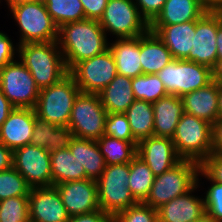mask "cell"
Segmentation results:
<instances>
[{
    "mask_svg": "<svg viewBox=\"0 0 222 222\" xmlns=\"http://www.w3.org/2000/svg\"><path fill=\"white\" fill-rule=\"evenodd\" d=\"M57 43L69 72L77 63L103 53L109 42L97 20L85 19L60 26Z\"/></svg>",
    "mask_w": 222,
    "mask_h": 222,
    "instance_id": "obj_1",
    "label": "cell"
},
{
    "mask_svg": "<svg viewBox=\"0 0 222 222\" xmlns=\"http://www.w3.org/2000/svg\"><path fill=\"white\" fill-rule=\"evenodd\" d=\"M15 46H18L20 61L32 74L39 90L53 85L68 73L57 41Z\"/></svg>",
    "mask_w": 222,
    "mask_h": 222,
    "instance_id": "obj_2",
    "label": "cell"
},
{
    "mask_svg": "<svg viewBox=\"0 0 222 222\" xmlns=\"http://www.w3.org/2000/svg\"><path fill=\"white\" fill-rule=\"evenodd\" d=\"M80 89L68 72L58 82L41 89L34 107L36 117L57 126H68L74 100Z\"/></svg>",
    "mask_w": 222,
    "mask_h": 222,
    "instance_id": "obj_3",
    "label": "cell"
},
{
    "mask_svg": "<svg viewBox=\"0 0 222 222\" xmlns=\"http://www.w3.org/2000/svg\"><path fill=\"white\" fill-rule=\"evenodd\" d=\"M199 163L181 160L173 168L154 178L147 199L143 202L154 209L184 195L198 183Z\"/></svg>",
    "mask_w": 222,
    "mask_h": 222,
    "instance_id": "obj_4",
    "label": "cell"
},
{
    "mask_svg": "<svg viewBox=\"0 0 222 222\" xmlns=\"http://www.w3.org/2000/svg\"><path fill=\"white\" fill-rule=\"evenodd\" d=\"M172 141L182 160L200 163L212 153V125L184 112Z\"/></svg>",
    "mask_w": 222,
    "mask_h": 222,
    "instance_id": "obj_5",
    "label": "cell"
},
{
    "mask_svg": "<svg viewBox=\"0 0 222 222\" xmlns=\"http://www.w3.org/2000/svg\"><path fill=\"white\" fill-rule=\"evenodd\" d=\"M130 163L106 165L96 180L99 208L115 216L122 210L137 204L129 190Z\"/></svg>",
    "mask_w": 222,
    "mask_h": 222,
    "instance_id": "obj_6",
    "label": "cell"
},
{
    "mask_svg": "<svg viewBox=\"0 0 222 222\" xmlns=\"http://www.w3.org/2000/svg\"><path fill=\"white\" fill-rule=\"evenodd\" d=\"M9 9L20 28L18 45L57 41L59 28L46 10L44 2L31 1Z\"/></svg>",
    "mask_w": 222,
    "mask_h": 222,
    "instance_id": "obj_7",
    "label": "cell"
},
{
    "mask_svg": "<svg viewBox=\"0 0 222 222\" xmlns=\"http://www.w3.org/2000/svg\"><path fill=\"white\" fill-rule=\"evenodd\" d=\"M107 115L98 93L79 92L73 103L68 127L74 137L98 140L105 133Z\"/></svg>",
    "mask_w": 222,
    "mask_h": 222,
    "instance_id": "obj_8",
    "label": "cell"
},
{
    "mask_svg": "<svg viewBox=\"0 0 222 222\" xmlns=\"http://www.w3.org/2000/svg\"><path fill=\"white\" fill-rule=\"evenodd\" d=\"M167 94L182 97L207 86L212 80V69L185 59H173L157 73Z\"/></svg>",
    "mask_w": 222,
    "mask_h": 222,
    "instance_id": "obj_9",
    "label": "cell"
},
{
    "mask_svg": "<svg viewBox=\"0 0 222 222\" xmlns=\"http://www.w3.org/2000/svg\"><path fill=\"white\" fill-rule=\"evenodd\" d=\"M100 26L117 39L134 38L149 30L148 22L140 15L134 0H108L98 21Z\"/></svg>",
    "mask_w": 222,
    "mask_h": 222,
    "instance_id": "obj_10",
    "label": "cell"
},
{
    "mask_svg": "<svg viewBox=\"0 0 222 222\" xmlns=\"http://www.w3.org/2000/svg\"><path fill=\"white\" fill-rule=\"evenodd\" d=\"M0 89L15 108L34 109L40 92L32 74L16 60L0 68Z\"/></svg>",
    "mask_w": 222,
    "mask_h": 222,
    "instance_id": "obj_11",
    "label": "cell"
},
{
    "mask_svg": "<svg viewBox=\"0 0 222 222\" xmlns=\"http://www.w3.org/2000/svg\"><path fill=\"white\" fill-rule=\"evenodd\" d=\"M69 73L80 92L99 93L117 75L114 57L109 50L77 63Z\"/></svg>",
    "mask_w": 222,
    "mask_h": 222,
    "instance_id": "obj_12",
    "label": "cell"
},
{
    "mask_svg": "<svg viewBox=\"0 0 222 222\" xmlns=\"http://www.w3.org/2000/svg\"><path fill=\"white\" fill-rule=\"evenodd\" d=\"M50 162V153L32 144L13 151V167L31 188L53 186Z\"/></svg>",
    "mask_w": 222,
    "mask_h": 222,
    "instance_id": "obj_13",
    "label": "cell"
},
{
    "mask_svg": "<svg viewBox=\"0 0 222 222\" xmlns=\"http://www.w3.org/2000/svg\"><path fill=\"white\" fill-rule=\"evenodd\" d=\"M55 187L70 217L100 210L96 180L69 181Z\"/></svg>",
    "mask_w": 222,
    "mask_h": 222,
    "instance_id": "obj_14",
    "label": "cell"
},
{
    "mask_svg": "<svg viewBox=\"0 0 222 222\" xmlns=\"http://www.w3.org/2000/svg\"><path fill=\"white\" fill-rule=\"evenodd\" d=\"M217 12H206L196 21L195 35L192 39V48L185 59L203 64L211 69L215 66L217 57Z\"/></svg>",
    "mask_w": 222,
    "mask_h": 222,
    "instance_id": "obj_15",
    "label": "cell"
},
{
    "mask_svg": "<svg viewBox=\"0 0 222 222\" xmlns=\"http://www.w3.org/2000/svg\"><path fill=\"white\" fill-rule=\"evenodd\" d=\"M28 199L30 222H67L70 218L54 185L31 188Z\"/></svg>",
    "mask_w": 222,
    "mask_h": 222,
    "instance_id": "obj_16",
    "label": "cell"
},
{
    "mask_svg": "<svg viewBox=\"0 0 222 222\" xmlns=\"http://www.w3.org/2000/svg\"><path fill=\"white\" fill-rule=\"evenodd\" d=\"M137 156L148 165L155 177L170 170L182 160L176 153L172 139L155 136L138 142Z\"/></svg>",
    "mask_w": 222,
    "mask_h": 222,
    "instance_id": "obj_17",
    "label": "cell"
},
{
    "mask_svg": "<svg viewBox=\"0 0 222 222\" xmlns=\"http://www.w3.org/2000/svg\"><path fill=\"white\" fill-rule=\"evenodd\" d=\"M36 118L34 109L14 108L0 127V142L12 151L30 144Z\"/></svg>",
    "mask_w": 222,
    "mask_h": 222,
    "instance_id": "obj_18",
    "label": "cell"
},
{
    "mask_svg": "<svg viewBox=\"0 0 222 222\" xmlns=\"http://www.w3.org/2000/svg\"><path fill=\"white\" fill-rule=\"evenodd\" d=\"M192 190L178 196L157 209L158 222H193L206 214L204 198H198Z\"/></svg>",
    "mask_w": 222,
    "mask_h": 222,
    "instance_id": "obj_19",
    "label": "cell"
},
{
    "mask_svg": "<svg viewBox=\"0 0 222 222\" xmlns=\"http://www.w3.org/2000/svg\"><path fill=\"white\" fill-rule=\"evenodd\" d=\"M196 21L173 25H149L171 52L173 59H186L190 54L192 39L195 35Z\"/></svg>",
    "mask_w": 222,
    "mask_h": 222,
    "instance_id": "obj_20",
    "label": "cell"
},
{
    "mask_svg": "<svg viewBox=\"0 0 222 222\" xmlns=\"http://www.w3.org/2000/svg\"><path fill=\"white\" fill-rule=\"evenodd\" d=\"M217 98V82L212 81L203 88L183 95L181 100L185 113L213 125L218 119Z\"/></svg>",
    "mask_w": 222,
    "mask_h": 222,
    "instance_id": "obj_21",
    "label": "cell"
},
{
    "mask_svg": "<svg viewBox=\"0 0 222 222\" xmlns=\"http://www.w3.org/2000/svg\"><path fill=\"white\" fill-rule=\"evenodd\" d=\"M154 109V135L172 139L180 117L184 113L181 97L164 96L152 103Z\"/></svg>",
    "mask_w": 222,
    "mask_h": 222,
    "instance_id": "obj_22",
    "label": "cell"
},
{
    "mask_svg": "<svg viewBox=\"0 0 222 222\" xmlns=\"http://www.w3.org/2000/svg\"><path fill=\"white\" fill-rule=\"evenodd\" d=\"M117 67V74L135 78L143 74L140 62V36L117 39L108 43Z\"/></svg>",
    "mask_w": 222,
    "mask_h": 222,
    "instance_id": "obj_23",
    "label": "cell"
},
{
    "mask_svg": "<svg viewBox=\"0 0 222 222\" xmlns=\"http://www.w3.org/2000/svg\"><path fill=\"white\" fill-rule=\"evenodd\" d=\"M73 138L74 134L68 126H57L36 118L30 144L44 148L51 154L69 148Z\"/></svg>",
    "mask_w": 222,
    "mask_h": 222,
    "instance_id": "obj_24",
    "label": "cell"
},
{
    "mask_svg": "<svg viewBox=\"0 0 222 222\" xmlns=\"http://www.w3.org/2000/svg\"><path fill=\"white\" fill-rule=\"evenodd\" d=\"M172 60L171 52L154 32L148 30L140 36V64L143 74H157Z\"/></svg>",
    "mask_w": 222,
    "mask_h": 222,
    "instance_id": "obj_25",
    "label": "cell"
},
{
    "mask_svg": "<svg viewBox=\"0 0 222 222\" xmlns=\"http://www.w3.org/2000/svg\"><path fill=\"white\" fill-rule=\"evenodd\" d=\"M131 83L132 78L117 74L114 79L98 93L107 113H125L135 101Z\"/></svg>",
    "mask_w": 222,
    "mask_h": 222,
    "instance_id": "obj_26",
    "label": "cell"
},
{
    "mask_svg": "<svg viewBox=\"0 0 222 222\" xmlns=\"http://www.w3.org/2000/svg\"><path fill=\"white\" fill-rule=\"evenodd\" d=\"M206 12L198 0H166L161 12L149 25H173L197 21Z\"/></svg>",
    "mask_w": 222,
    "mask_h": 222,
    "instance_id": "obj_27",
    "label": "cell"
},
{
    "mask_svg": "<svg viewBox=\"0 0 222 222\" xmlns=\"http://www.w3.org/2000/svg\"><path fill=\"white\" fill-rule=\"evenodd\" d=\"M69 149L83 165L89 179L97 180L103 174L106 163L96 140L74 137Z\"/></svg>",
    "mask_w": 222,
    "mask_h": 222,
    "instance_id": "obj_28",
    "label": "cell"
},
{
    "mask_svg": "<svg viewBox=\"0 0 222 222\" xmlns=\"http://www.w3.org/2000/svg\"><path fill=\"white\" fill-rule=\"evenodd\" d=\"M53 185L64 182L89 179L85 169L69 148L61 149L50 154Z\"/></svg>",
    "mask_w": 222,
    "mask_h": 222,
    "instance_id": "obj_29",
    "label": "cell"
},
{
    "mask_svg": "<svg viewBox=\"0 0 222 222\" xmlns=\"http://www.w3.org/2000/svg\"><path fill=\"white\" fill-rule=\"evenodd\" d=\"M125 114L133 137L138 142L154 135V109L151 102L135 100Z\"/></svg>",
    "mask_w": 222,
    "mask_h": 222,
    "instance_id": "obj_30",
    "label": "cell"
},
{
    "mask_svg": "<svg viewBox=\"0 0 222 222\" xmlns=\"http://www.w3.org/2000/svg\"><path fill=\"white\" fill-rule=\"evenodd\" d=\"M96 141L106 165L130 163L137 155L138 141H125L108 135Z\"/></svg>",
    "mask_w": 222,
    "mask_h": 222,
    "instance_id": "obj_31",
    "label": "cell"
},
{
    "mask_svg": "<svg viewBox=\"0 0 222 222\" xmlns=\"http://www.w3.org/2000/svg\"><path fill=\"white\" fill-rule=\"evenodd\" d=\"M154 178L148 165L136 155L130 162L129 190L137 202L147 199Z\"/></svg>",
    "mask_w": 222,
    "mask_h": 222,
    "instance_id": "obj_32",
    "label": "cell"
},
{
    "mask_svg": "<svg viewBox=\"0 0 222 222\" xmlns=\"http://www.w3.org/2000/svg\"><path fill=\"white\" fill-rule=\"evenodd\" d=\"M44 4L58 28L69 22L85 20L80 0H45Z\"/></svg>",
    "mask_w": 222,
    "mask_h": 222,
    "instance_id": "obj_33",
    "label": "cell"
},
{
    "mask_svg": "<svg viewBox=\"0 0 222 222\" xmlns=\"http://www.w3.org/2000/svg\"><path fill=\"white\" fill-rule=\"evenodd\" d=\"M132 90L135 100L156 102L167 96L163 82L157 74H142L132 78Z\"/></svg>",
    "mask_w": 222,
    "mask_h": 222,
    "instance_id": "obj_34",
    "label": "cell"
},
{
    "mask_svg": "<svg viewBox=\"0 0 222 222\" xmlns=\"http://www.w3.org/2000/svg\"><path fill=\"white\" fill-rule=\"evenodd\" d=\"M31 187L14 168L0 172V201L11 197L29 196Z\"/></svg>",
    "mask_w": 222,
    "mask_h": 222,
    "instance_id": "obj_35",
    "label": "cell"
},
{
    "mask_svg": "<svg viewBox=\"0 0 222 222\" xmlns=\"http://www.w3.org/2000/svg\"><path fill=\"white\" fill-rule=\"evenodd\" d=\"M0 222H30L28 196L1 200Z\"/></svg>",
    "mask_w": 222,
    "mask_h": 222,
    "instance_id": "obj_36",
    "label": "cell"
},
{
    "mask_svg": "<svg viewBox=\"0 0 222 222\" xmlns=\"http://www.w3.org/2000/svg\"><path fill=\"white\" fill-rule=\"evenodd\" d=\"M114 222H158L157 210L138 202L114 216Z\"/></svg>",
    "mask_w": 222,
    "mask_h": 222,
    "instance_id": "obj_37",
    "label": "cell"
},
{
    "mask_svg": "<svg viewBox=\"0 0 222 222\" xmlns=\"http://www.w3.org/2000/svg\"><path fill=\"white\" fill-rule=\"evenodd\" d=\"M104 135L125 141H137L133 137L129 121L125 113H108Z\"/></svg>",
    "mask_w": 222,
    "mask_h": 222,
    "instance_id": "obj_38",
    "label": "cell"
},
{
    "mask_svg": "<svg viewBox=\"0 0 222 222\" xmlns=\"http://www.w3.org/2000/svg\"><path fill=\"white\" fill-rule=\"evenodd\" d=\"M210 182L204 198L206 214L214 222H222V183Z\"/></svg>",
    "mask_w": 222,
    "mask_h": 222,
    "instance_id": "obj_39",
    "label": "cell"
},
{
    "mask_svg": "<svg viewBox=\"0 0 222 222\" xmlns=\"http://www.w3.org/2000/svg\"><path fill=\"white\" fill-rule=\"evenodd\" d=\"M199 175L209 179V181L222 183V156L210 153L199 163Z\"/></svg>",
    "mask_w": 222,
    "mask_h": 222,
    "instance_id": "obj_40",
    "label": "cell"
},
{
    "mask_svg": "<svg viewBox=\"0 0 222 222\" xmlns=\"http://www.w3.org/2000/svg\"><path fill=\"white\" fill-rule=\"evenodd\" d=\"M140 15L150 24L161 12L166 0H135Z\"/></svg>",
    "mask_w": 222,
    "mask_h": 222,
    "instance_id": "obj_41",
    "label": "cell"
},
{
    "mask_svg": "<svg viewBox=\"0 0 222 222\" xmlns=\"http://www.w3.org/2000/svg\"><path fill=\"white\" fill-rule=\"evenodd\" d=\"M85 13V19L99 21L105 7L107 6L108 0H80Z\"/></svg>",
    "mask_w": 222,
    "mask_h": 222,
    "instance_id": "obj_42",
    "label": "cell"
},
{
    "mask_svg": "<svg viewBox=\"0 0 222 222\" xmlns=\"http://www.w3.org/2000/svg\"><path fill=\"white\" fill-rule=\"evenodd\" d=\"M15 50L17 51V47L15 49L12 40L0 31V68L4 65L8 64L11 61H14Z\"/></svg>",
    "mask_w": 222,
    "mask_h": 222,
    "instance_id": "obj_43",
    "label": "cell"
},
{
    "mask_svg": "<svg viewBox=\"0 0 222 222\" xmlns=\"http://www.w3.org/2000/svg\"><path fill=\"white\" fill-rule=\"evenodd\" d=\"M67 222H114V216L100 209L87 214L71 216Z\"/></svg>",
    "mask_w": 222,
    "mask_h": 222,
    "instance_id": "obj_44",
    "label": "cell"
},
{
    "mask_svg": "<svg viewBox=\"0 0 222 222\" xmlns=\"http://www.w3.org/2000/svg\"><path fill=\"white\" fill-rule=\"evenodd\" d=\"M212 153L222 156V119L212 125Z\"/></svg>",
    "mask_w": 222,
    "mask_h": 222,
    "instance_id": "obj_45",
    "label": "cell"
},
{
    "mask_svg": "<svg viewBox=\"0 0 222 222\" xmlns=\"http://www.w3.org/2000/svg\"><path fill=\"white\" fill-rule=\"evenodd\" d=\"M13 167V151L0 142V172Z\"/></svg>",
    "mask_w": 222,
    "mask_h": 222,
    "instance_id": "obj_46",
    "label": "cell"
},
{
    "mask_svg": "<svg viewBox=\"0 0 222 222\" xmlns=\"http://www.w3.org/2000/svg\"><path fill=\"white\" fill-rule=\"evenodd\" d=\"M14 108L0 89V127Z\"/></svg>",
    "mask_w": 222,
    "mask_h": 222,
    "instance_id": "obj_47",
    "label": "cell"
},
{
    "mask_svg": "<svg viewBox=\"0 0 222 222\" xmlns=\"http://www.w3.org/2000/svg\"><path fill=\"white\" fill-rule=\"evenodd\" d=\"M207 12H218L222 9V0H198Z\"/></svg>",
    "mask_w": 222,
    "mask_h": 222,
    "instance_id": "obj_48",
    "label": "cell"
},
{
    "mask_svg": "<svg viewBox=\"0 0 222 222\" xmlns=\"http://www.w3.org/2000/svg\"><path fill=\"white\" fill-rule=\"evenodd\" d=\"M217 57L222 60V19L217 12V37H216Z\"/></svg>",
    "mask_w": 222,
    "mask_h": 222,
    "instance_id": "obj_49",
    "label": "cell"
},
{
    "mask_svg": "<svg viewBox=\"0 0 222 222\" xmlns=\"http://www.w3.org/2000/svg\"><path fill=\"white\" fill-rule=\"evenodd\" d=\"M212 80L218 83L222 82V60H217L212 68Z\"/></svg>",
    "mask_w": 222,
    "mask_h": 222,
    "instance_id": "obj_50",
    "label": "cell"
},
{
    "mask_svg": "<svg viewBox=\"0 0 222 222\" xmlns=\"http://www.w3.org/2000/svg\"><path fill=\"white\" fill-rule=\"evenodd\" d=\"M217 92H218V98H217V107H218V119H222V82H217Z\"/></svg>",
    "mask_w": 222,
    "mask_h": 222,
    "instance_id": "obj_51",
    "label": "cell"
},
{
    "mask_svg": "<svg viewBox=\"0 0 222 222\" xmlns=\"http://www.w3.org/2000/svg\"><path fill=\"white\" fill-rule=\"evenodd\" d=\"M5 1H7L8 7L11 8V7L18 5V4L31 2L32 0H5Z\"/></svg>",
    "mask_w": 222,
    "mask_h": 222,
    "instance_id": "obj_52",
    "label": "cell"
},
{
    "mask_svg": "<svg viewBox=\"0 0 222 222\" xmlns=\"http://www.w3.org/2000/svg\"><path fill=\"white\" fill-rule=\"evenodd\" d=\"M193 222H214V221L207 214H205L204 216Z\"/></svg>",
    "mask_w": 222,
    "mask_h": 222,
    "instance_id": "obj_53",
    "label": "cell"
},
{
    "mask_svg": "<svg viewBox=\"0 0 222 222\" xmlns=\"http://www.w3.org/2000/svg\"><path fill=\"white\" fill-rule=\"evenodd\" d=\"M218 14L220 15V17L222 19V9L218 11Z\"/></svg>",
    "mask_w": 222,
    "mask_h": 222,
    "instance_id": "obj_54",
    "label": "cell"
},
{
    "mask_svg": "<svg viewBox=\"0 0 222 222\" xmlns=\"http://www.w3.org/2000/svg\"><path fill=\"white\" fill-rule=\"evenodd\" d=\"M32 1H40V2H44L45 0H32Z\"/></svg>",
    "mask_w": 222,
    "mask_h": 222,
    "instance_id": "obj_55",
    "label": "cell"
}]
</instances>
